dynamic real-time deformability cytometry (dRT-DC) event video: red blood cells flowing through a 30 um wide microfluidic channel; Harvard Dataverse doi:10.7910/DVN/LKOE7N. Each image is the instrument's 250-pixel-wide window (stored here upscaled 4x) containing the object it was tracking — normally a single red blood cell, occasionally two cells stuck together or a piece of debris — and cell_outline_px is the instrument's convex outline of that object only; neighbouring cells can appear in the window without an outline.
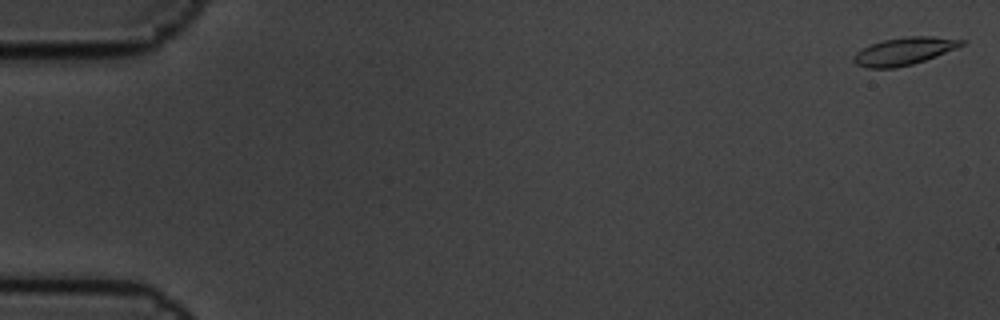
{"species": "common noctule bat (a hibernating species)", "species_latin": "Nyctalus noctula", "temperature_condition": "cold", "stored_images_in_passage": 4, "camera_frame_rate_fps": 3000, "um_per_image_px": 0.085, "animal": {"sex": "male", "body_mass_g": 19.5, "forearm_length_mm": 54.6}, "frame": {"image": 1, "passage_image": 1, "time_ms": 0.0, "image_size_px": [1000, 320], "cell_outline_px": [[968, 40], [964, 44], [956, 48], [936, 56], [912, 64], [896, 68], [868, 68], [856, 64], [852, 60], [852, 56], [856, 52], [872, 44], [884, 40], [908, 36], [932, 36]], "centroid_in_image_um": [76.85, 4.35], "position_along_channel_um": 8.1, "area_um2": 17.22}}